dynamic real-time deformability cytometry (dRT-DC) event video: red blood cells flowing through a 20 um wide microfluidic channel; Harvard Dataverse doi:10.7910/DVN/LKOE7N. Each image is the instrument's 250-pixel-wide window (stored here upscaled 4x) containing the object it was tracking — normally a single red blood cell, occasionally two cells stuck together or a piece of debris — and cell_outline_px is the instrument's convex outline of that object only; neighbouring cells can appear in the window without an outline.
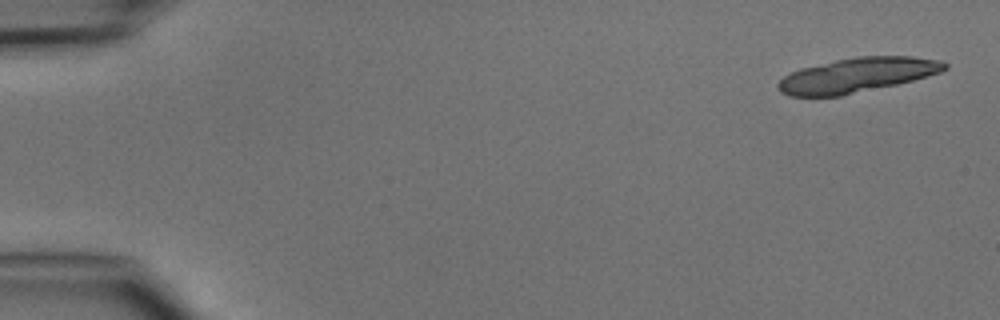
{"species": "common noctule bat (a hibernating species)", "species_latin": "Nyctalus noctula", "temperature_condition": "cold", "stored_images_in_passage": 5, "camera_frame_rate_fps": 3000, "um_per_image_px": 0.085, "animal": {"sex": "male", "body_mass_g": 15.6}, "frame": {"image": 1, "passage_image": 1, "time_ms": 0.0, "image_size_px": [1000, 320], "cell_outline_px": [[948, 68], [940, 72], [912, 80], [896, 84], [840, 96], [788, 96], [780, 92], [776, 88], [776, 84], [784, 76], [800, 68], [836, 60], [856, 56], [912, 56], [944, 60], [948, 64]], "centroid_in_image_um": [72.85, 6.38], "position_along_channel_um": 12.2, "area_um2": 33.58}}
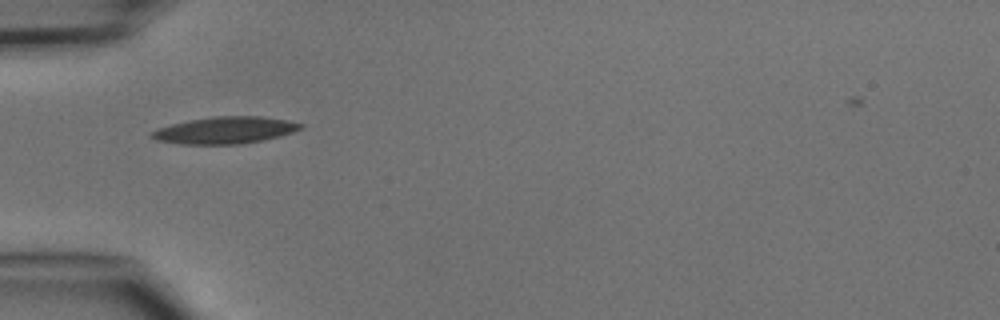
{"frame": {"image": 2, "passage_image": 5, "time_ms": 4.667, "image_size_px": [1000, 320], "cell_outline_px": [[304, 124], [300, 128], [292, 132], [280, 136], [264, 140], [240, 144], [180, 144], [156, 140], [148, 136], [156, 128], [188, 120], [216, 116], [260, 116], [284, 120]], "centroid_in_image_um": [19.08, 11.07], "position_along_channel_um": 65.9, "area_um2": 23.24}}